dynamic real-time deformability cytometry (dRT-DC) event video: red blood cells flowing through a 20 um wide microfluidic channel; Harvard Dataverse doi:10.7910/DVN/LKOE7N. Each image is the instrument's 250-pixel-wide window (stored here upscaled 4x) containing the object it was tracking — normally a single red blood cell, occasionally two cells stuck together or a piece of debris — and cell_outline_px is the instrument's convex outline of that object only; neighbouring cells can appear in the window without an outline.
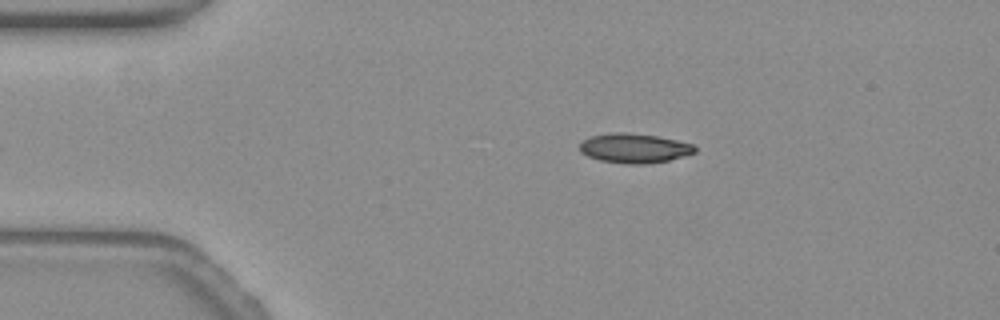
{"species": "common noctule bat (a hibernating species)", "species_latin": "Nyctalus noctula", "temperature_condition": "warm", "stored_images_in_passage": 40, "camera_frame_rate_fps": 3000, "um_per_image_px": 0.085, "animal": {"sex": "female", "body_mass_g": 19.3, "forearm_length_mm": 54.1}, "frame": {"image": 1, "passage_image": 1, "time_ms": 0.0, "image_size_px": [1000, 320], "cell_outline_px": [[696, 152], [668, 160], [648, 164], [624, 164], [600, 160], [588, 156], [580, 152], [580, 144], [584, 140], [592, 136], [616, 132], [624, 132], [656, 136], [676, 140], [692, 144], [696, 148]], "centroid_in_image_um": [53.9, 12.6], "position_along_channel_um": 31.1, "area_um2": 19.59}}
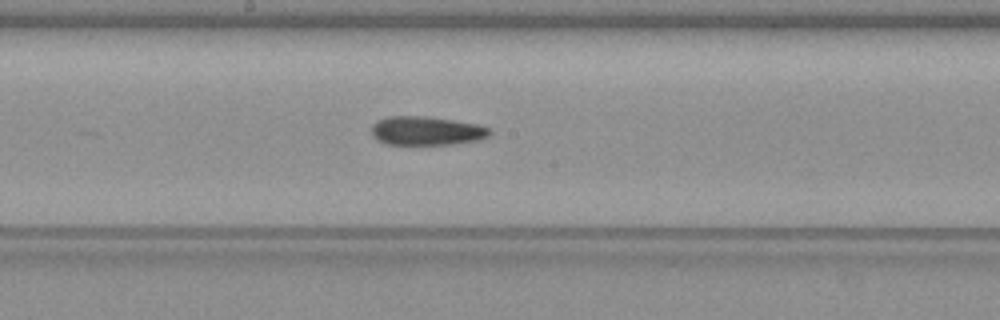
{"frame": {"image": 2, "passage_image": 19, "time_ms": 6.0, "image_size_px": [1000, 320], "cell_outline_px": [[492, 132], [488, 136], [480, 140], [456, 144], [384, 144], [376, 140], [372, 136], [372, 124], [376, 120], [388, 116], [424, 116], [452, 120], [476, 124], [488, 128]], "centroid_in_image_um": [36.21, 11.12], "position_along_channel_um": 212.0, "area_um2": 19.94}}
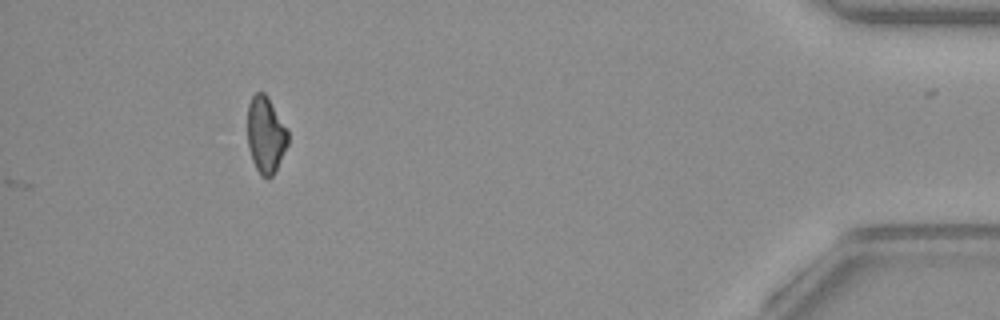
{"frame": {"image": 3, "passage_image": 40, "time_ms": 13.0, "image_size_px": [1000, 320], "cell_outline_px": [[288, 144], [276, 172], [272, 176], [260, 176], [252, 160], [248, 148], [248, 104], [252, 96], [256, 92], [264, 92], [268, 96], [288, 128]], "centroid_in_image_um": [22.6, 11.45], "position_along_channel_um": 412.6, "area_um2": 18.32}}